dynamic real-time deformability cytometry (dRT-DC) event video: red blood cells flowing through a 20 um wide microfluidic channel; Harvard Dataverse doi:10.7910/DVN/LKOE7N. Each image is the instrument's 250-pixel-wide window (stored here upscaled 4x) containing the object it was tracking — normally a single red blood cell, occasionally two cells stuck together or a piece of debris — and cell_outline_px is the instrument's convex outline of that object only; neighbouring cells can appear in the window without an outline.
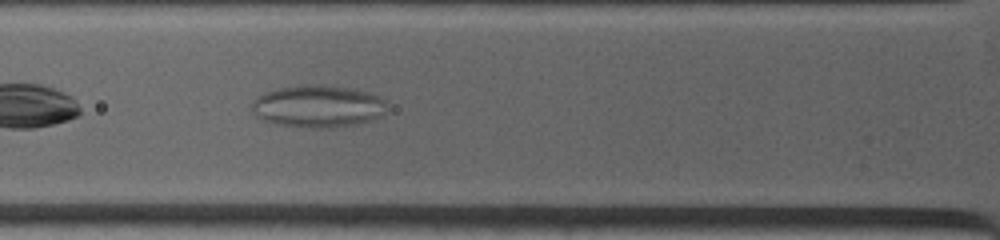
{"species": "common noctule bat (a hibernating species)", "species_latin": "Nyctalus noctula", "temperature_condition": "warm", "stored_images_in_passage": 3, "camera_frame_rate_fps": 4500, "um_per_image_px": 0.085, "animal": {"sex": "female", "body_mass_g": 19.0, "forearm_length_mm": 53.3}, "frame": {"image": 1, "passage_image": 3, "time_ms": 1.778, "image_size_px": [1000, 240], "cell_outline_px": [[384, 112], [380, 116], [372, 120], [356, 124], [328, 128], [312, 128], [276, 124], [260, 120], [252, 112], [252, 104], [260, 96], [268, 92], [280, 88], [300, 84], [320, 84], [348, 88], [368, 92], [380, 96], [384, 100]], "centroid_in_image_um": [27.01, 9.04], "position_along_channel_um": 98.8, "area_um2": 33.12}}